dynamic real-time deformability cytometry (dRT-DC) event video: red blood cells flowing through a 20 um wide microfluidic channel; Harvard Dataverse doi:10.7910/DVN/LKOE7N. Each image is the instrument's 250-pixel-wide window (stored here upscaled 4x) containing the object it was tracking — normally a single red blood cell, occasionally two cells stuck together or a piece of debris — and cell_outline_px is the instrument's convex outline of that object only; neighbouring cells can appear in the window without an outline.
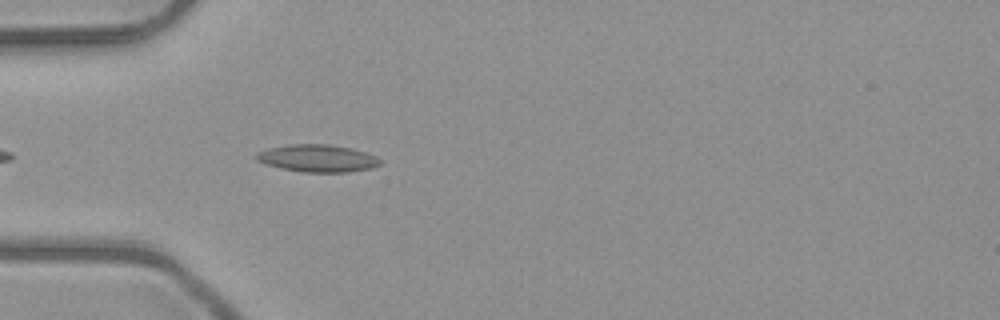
{"species": "common noctule bat (a hibernating species)", "species_latin": "Nyctalus noctula", "temperature_condition": "room temperature", "stored_images_in_passage": 7, "camera_frame_rate_fps": 3000, "um_per_image_px": 0.085, "animal": {"sex": "male", "body_mass_g": 23.1, "forearm_length_mm": 52.7}, "frame": {"image": 1, "passage_image": 4, "time_ms": 1.0, "image_size_px": [1000, 320], "cell_outline_px": [[380, 164], [372, 168], [348, 172], [304, 172], [284, 168], [268, 164], [256, 160], [256, 152], [268, 148], [288, 144], [332, 144], [352, 148], [376, 156], [380, 160]], "centroid_in_image_um": [27.0, 13.44], "position_along_channel_um": 58.0, "area_um2": 19.65}}